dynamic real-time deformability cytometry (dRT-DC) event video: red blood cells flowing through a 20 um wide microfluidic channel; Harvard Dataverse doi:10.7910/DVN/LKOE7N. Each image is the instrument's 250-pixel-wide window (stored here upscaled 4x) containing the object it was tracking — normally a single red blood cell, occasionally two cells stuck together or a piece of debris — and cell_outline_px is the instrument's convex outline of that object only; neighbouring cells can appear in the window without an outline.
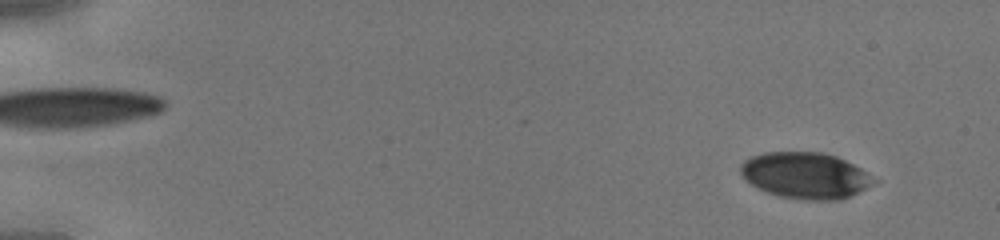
{"species": "human", "species_latin": "Homo sapiens", "temperature_condition": "cold", "stored_images_in_passage": 44, "camera_frame_rate_fps": 3000, "um_per_image_px": 0.085, "donor": {"sex": "male"}, "frame": {"image": 1, "passage_image": 3, "time_ms": 0.667, "image_size_px": [1000, 240], "cell_outline_px": [[880, 180], [840, 200], [804, 200], [776, 196], [756, 188], [744, 180], [740, 172], [740, 164], [744, 160], [752, 156], [764, 152], [824, 152], [836, 156], [860, 168]], "centroid_in_image_um": [68.41, 14.91], "position_along_channel_um": 16.6, "area_um2": 36.13}}
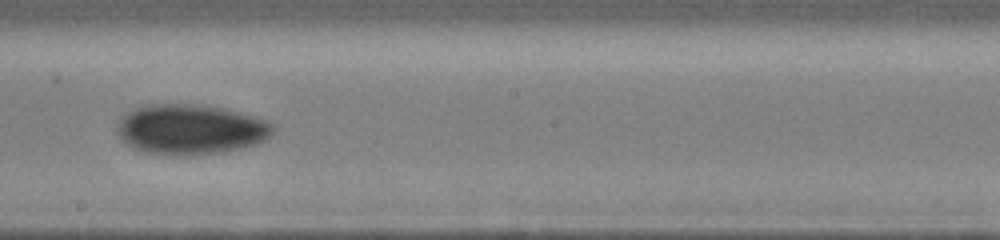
{"frame": {"image": 2, "passage_image": 26, "time_ms": 8.333, "image_size_px": [1000, 240], "cell_outline_px": [[276, 128], [272, 136], [256, 144], [240, 148], [216, 152], [184, 156], [140, 152], [132, 148], [116, 132], [116, 128], [120, 116], [132, 108], [148, 104], [204, 104], [224, 108], [252, 116], [264, 120], [272, 124]], "centroid_in_image_um": [16.15, 10.98], "position_along_channel_um": 232.0, "area_um2": 45.84}}
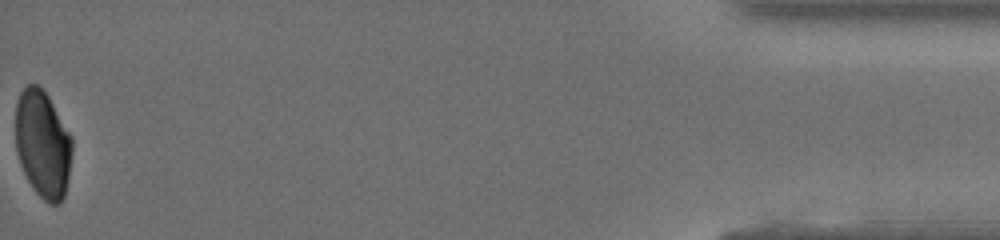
{"frame": {"image": 3, "passage_image": 44, "time_ms": 14.333, "image_size_px": [1000, 240], "cell_outline_px": [[72, 152], [68, 176], [64, 196], [60, 204], [48, 204], [36, 192], [28, 180], [20, 164], [16, 152], [16, 104], [20, 92], [28, 84], [36, 84], [48, 96], [72, 136]], "centroid_in_image_um": [3.63, 12.26], "position_along_channel_um": 431.6, "area_um2": 35.32}}